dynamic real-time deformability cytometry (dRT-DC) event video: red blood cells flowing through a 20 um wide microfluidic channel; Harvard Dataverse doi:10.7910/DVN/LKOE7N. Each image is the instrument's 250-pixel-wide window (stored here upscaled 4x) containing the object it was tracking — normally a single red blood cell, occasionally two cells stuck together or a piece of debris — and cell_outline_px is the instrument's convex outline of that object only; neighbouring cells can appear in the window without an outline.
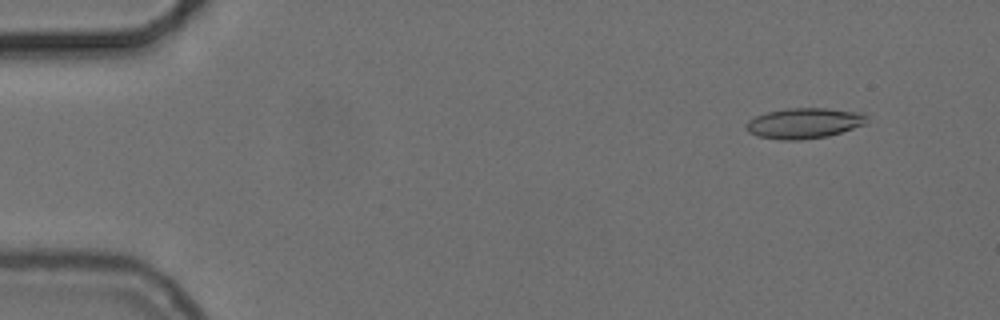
{"species": "common noctule bat (a hibernating species)", "species_latin": "Nyctalus noctula", "temperature_condition": "cold", "stored_images_in_passage": 53, "camera_frame_rate_fps": 3000, "um_per_image_px": 0.085, "animal": {"sex": "female", "body_mass_g": 24.6, "forearm_length_mm": 56.2}, "frame": {"image": 1, "passage_image": 5, "time_ms": 1.333, "image_size_px": [1000, 320], "cell_outline_px": [[864, 124], [828, 136], [800, 140], [784, 140], [756, 136], [748, 132], [744, 128], [744, 124], [748, 120], [756, 116], [768, 112], [788, 108], [828, 108], [864, 112]], "centroid_in_image_um": [68.28, 10.47], "position_along_channel_um": 16.7, "area_um2": 21.39}}
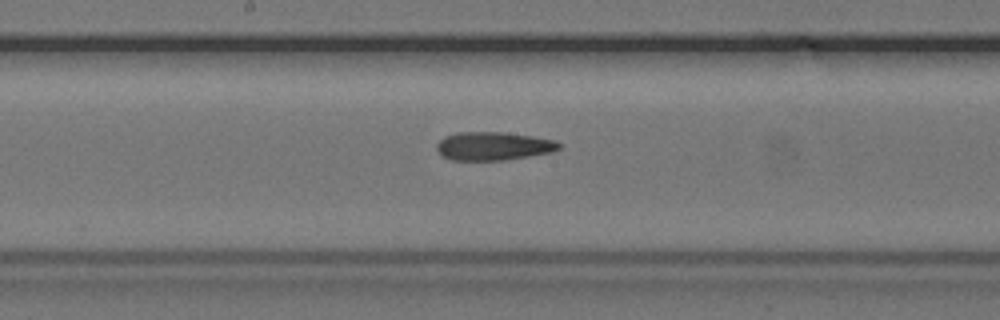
{"frame": {"image": 2, "passage_image": 29, "time_ms": 9.333, "image_size_px": [1000, 320], "cell_outline_px": [[560, 148], [552, 152], [504, 160], [452, 160], [444, 156], [436, 148], [436, 144], [444, 136], [460, 132], [504, 132], [532, 136], [556, 140], [560, 144]], "centroid_in_image_um": [41.94, 12.41], "position_along_channel_um": 206.3, "area_um2": 20.11}}
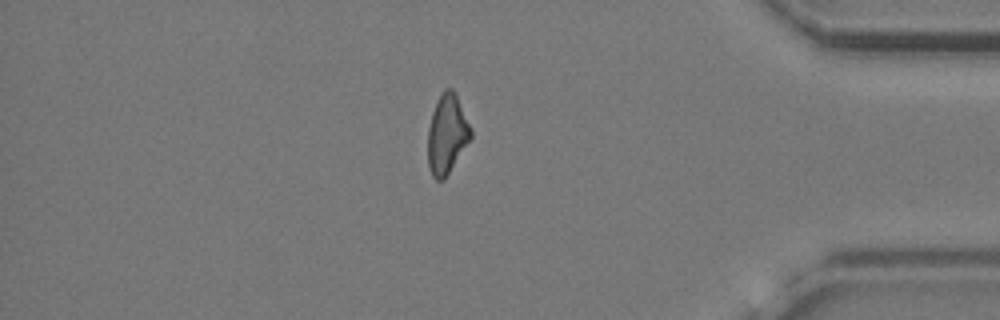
{"frame": {"image": 3, "passage_image": 47, "time_ms": 15.333, "image_size_px": [1000, 320], "cell_outline_px": [[472, 136], [444, 180], [436, 180], [432, 176], [428, 164], [428, 128], [432, 112], [440, 92], [444, 88], [452, 88], [456, 92], [472, 128]], "centroid_in_image_um": [38.0, 11.36], "position_along_channel_um": 397.2, "area_um2": 20.06}}